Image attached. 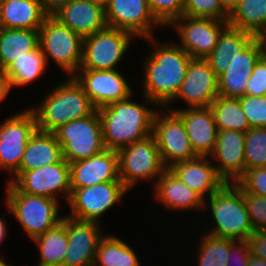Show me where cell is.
<instances>
[{
	"label": "cell",
	"instance_id": "7402d4cb",
	"mask_svg": "<svg viewBox=\"0 0 266 266\" xmlns=\"http://www.w3.org/2000/svg\"><path fill=\"white\" fill-rule=\"evenodd\" d=\"M168 109L175 111L185 124L188 138L198 156H210L217 140V127L210 107Z\"/></svg>",
	"mask_w": 266,
	"mask_h": 266
},
{
	"label": "cell",
	"instance_id": "484cf974",
	"mask_svg": "<svg viewBox=\"0 0 266 266\" xmlns=\"http://www.w3.org/2000/svg\"><path fill=\"white\" fill-rule=\"evenodd\" d=\"M154 184L157 201L163 203L162 205L169 208L168 210L204 209V199L182 182L169 168L157 178Z\"/></svg>",
	"mask_w": 266,
	"mask_h": 266
},
{
	"label": "cell",
	"instance_id": "83f0119b",
	"mask_svg": "<svg viewBox=\"0 0 266 266\" xmlns=\"http://www.w3.org/2000/svg\"><path fill=\"white\" fill-rule=\"evenodd\" d=\"M256 36L228 26L220 35L212 53L205 58L211 69L219 77L228 68L230 57L239 54Z\"/></svg>",
	"mask_w": 266,
	"mask_h": 266
},
{
	"label": "cell",
	"instance_id": "d6986e66",
	"mask_svg": "<svg viewBox=\"0 0 266 266\" xmlns=\"http://www.w3.org/2000/svg\"><path fill=\"white\" fill-rule=\"evenodd\" d=\"M68 250L61 266H93L102 236L99 222L66 216Z\"/></svg>",
	"mask_w": 266,
	"mask_h": 266
},
{
	"label": "cell",
	"instance_id": "5bb4252c",
	"mask_svg": "<svg viewBox=\"0 0 266 266\" xmlns=\"http://www.w3.org/2000/svg\"><path fill=\"white\" fill-rule=\"evenodd\" d=\"M80 71L75 73L73 77L83 87L96 109L131 98V87L116 69H80Z\"/></svg>",
	"mask_w": 266,
	"mask_h": 266
},
{
	"label": "cell",
	"instance_id": "5b68a950",
	"mask_svg": "<svg viewBox=\"0 0 266 266\" xmlns=\"http://www.w3.org/2000/svg\"><path fill=\"white\" fill-rule=\"evenodd\" d=\"M7 209L15 216L30 239L49 231L59 222L60 203L44 196L30 195L7 183Z\"/></svg>",
	"mask_w": 266,
	"mask_h": 266
},
{
	"label": "cell",
	"instance_id": "f907efd6",
	"mask_svg": "<svg viewBox=\"0 0 266 266\" xmlns=\"http://www.w3.org/2000/svg\"><path fill=\"white\" fill-rule=\"evenodd\" d=\"M94 4L102 7L104 10L108 7L110 0H91Z\"/></svg>",
	"mask_w": 266,
	"mask_h": 266
},
{
	"label": "cell",
	"instance_id": "7bdbcfd3",
	"mask_svg": "<svg viewBox=\"0 0 266 266\" xmlns=\"http://www.w3.org/2000/svg\"><path fill=\"white\" fill-rule=\"evenodd\" d=\"M250 254L251 250L249 242L247 240L246 241L230 240V252L226 266H233V265L248 266V259L250 257Z\"/></svg>",
	"mask_w": 266,
	"mask_h": 266
},
{
	"label": "cell",
	"instance_id": "1f68e13d",
	"mask_svg": "<svg viewBox=\"0 0 266 266\" xmlns=\"http://www.w3.org/2000/svg\"><path fill=\"white\" fill-rule=\"evenodd\" d=\"M47 66L46 57L38 45L34 50L16 59L6 70L10 88L26 86L39 78Z\"/></svg>",
	"mask_w": 266,
	"mask_h": 266
},
{
	"label": "cell",
	"instance_id": "e0dca14e",
	"mask_svg": "<svg viewBox=\"0 0 266 266\" xmlns=\"http://www.w3.org/2000/svg\"><path fill=\"white\" fill-rule=\"evenodd\" d=\"M266 53V42L256 37L239 54L231 56L227 70L218 77L219 96L240 98L246 95V86L253 68Z\"/></svg>",
	"mask_w": 266,
	"mask_h": 266
},
{
	"label": "cell",
	"instance_id": "6da1fadb",
	"mask_svg": "<svg viewBox=\"0 0 266 266\" xmlns=\"http://www.w3.org/2000/svg\"><path fill=\"white\" fill-rule=\"evenodd\" d=\"M157 44L159 47H153L143 64V95L146 102L169 107L180 90L192 57L175 43Z\"/></svg>",
	"mask_w": 266,
	"mask_h": 266
},
{
	"label": "cell",
	"instance_id": "d4e9b609",
	"mask_svg": "<svg viewBox=\"0 0 266 266\" xmlns=\"http://www.w3.org/2000/svg\"><path fill=\"white\" fill-rule=\"evenodd\" d=\"M57 162H66L63 158L62 147L56 136L51 132L36 130L28 141L15 177L7 183H12L21 173L31 171Z\"/></svg>",
	"mask_w": 266,
	"mask_h": 266
},
{
	"label": "cell",
	"instance_id": "7a4b0ae2",
	"mask_svg": "<svg viewBox=\"0 0 266 266\" xmlns=\"http://www.w3.org/2000/svg\"><path fill=\"white\" fill-rule=\"evenodd\" d=\"M127 100L98 109L106 149L118 151L153 134L155 109Z\"/></svg>",
	"mask_w": 266,
	"mask_h": 266
},
{
	"label": "cell",
	"instance_id": "f546056e",
	"mask_svg": "<svg viewBox=\"0 0 266 266\" xmlns=\"http://www.w3.org/2000/svg\"><path fill=\"white\" fill-rule=\"evenodd\" d=\"M32 240L40 250L38 266H61L68 250L66 216L52 229Z\"/></svg>",
	"mask_w": 266,
	"mask_h": 266
},
{
	"label": "cell",
	"instance_id": "b9f144b4",
	"mask_svg": "<svg viewBox=\"0 0 266 266\" xmlns=\"http://www.w3.org/2000/svg\"><path fill=\"white\" fill-rule=\"evenodd\" d=\"M246 95H266V53L258 60L246 86Z\"/></svg>",
	"mask_w": 266,
	"mask_h": 266
},
{
	"label": "cell",
	"instance_id": "f35d334b",
	"mask_svg": "<svg viewBox=\"0 0 266 266\" xmlns=\"http://www.w3.org/2000/svg\"><path fill=\"white\" fill-rule=\"evenodd\" d=\"M239 101L251 128L266 127V95H245Z\"/></svg>",
	"mask_w": 266,
	"mask_h": 266
},
{
	"label": "cell",
	"instance_id": "7c38bea8",
	"mask_svg": "<svg viewBox=\"0 0 266 266\" xmlns=\"http://www.w3.org/2000/svg\"><path fill=\"white\" fill-rule=\"evenodd\" d=\"M0 124V168L14 174L20 166L28 141L37 130L34 113L29 108L13 114Z\"/></svg>",
	"mask_w": 266,
	"mask_h": 266
},
{
	"label": "cell",
	"instance_id": "816d5d0a",
	"mask_svg": "<svg viewBox=\"0 0 266 266\" xmlns=\"http://www.w3.org/2000/svg\"><path fill=\"white\" fill-rule=\"evenodd\" d=\"M0 266H12L11 264H7L6 262H4V260L1 259L0 257Z\"/></svg>",
	"mask_w": 266,
	"mask_h": 266
},
{
	"label": "cell",
	"instance_id": "ac0fdd59",
	"mask_svg": "<svg viewBox=\"0 0 266 266\" xmlns=\"http://www.w3.org/2000/svg\"><path fill=\"white\" fill-rule=\"evenodd\" d=\"M219 96L218 76L206 59L192 58L175 99L184 100L190 108L210 107Z\"/></svg>",
	"mask_w": 266,
	"mask_h": 266
},
{
	"label": "cell",
	"instance_id": "ab89813d",
	"mask_svg": "<svg viewBox=\"0 0 266 266\" xmlns=\"http://www.w3.org/2000/svg\"><path fill=\"white\" fill-rule=\"evenodd\" d=\"M234 184L243 192V199L254 230L266 231V197L248 193L236 182Z\"/></svg>",
	"mask_w": 266,
	"mask_h": 266
},
{
	"label": "cell",
	"instance_id": "c3c4849f",
	"mask_svg": "<svg viewBox=\"0 0 266 266\" xmlns=\"http://www.w3.org/2000/svg\"><path fill=\"white\" fill-rule=\"evenodd\" d=\"M248 266H266V260L261 257L250 254Z\"/></svg>",
	"mask_w": 266,
	"mask_h": 266
},
{
	"label": "cell",
	"instance_id": "44dd1931",
	"mask_svg": "<svg viewBox=\"0 0 266 266\" xmlns=\"http://www.w3.org/2000/svg\"><path fill=\"white\" fill-rule=\"evenodd\" d=\"M245 133L235 130L218 131L216 145L210 154L218 161V175L226 183H235L246 171Z\"/></svg>",
	"mask_w": 266,
	"mask_h": 266
},
{
	"label": "cell",
	"instance_id": "9a60e30c",
	"mask_svg": "<svg viewBox=\"0 0 266 266\" xmlns=\"http://www.w3.org/2000/svg\"><path fill=\"white\" fill-rule=\"evenodd\" d=\"M12 184L23 193L55 200H58V192H62L68 202L71 194L69 163L57 162L31 171H25Z\"/></svg>",
	"mask_w": 266,
	"mask_h": 266
},
{
	"label": "cell",
	"instance_id": "9c48e42d",
	"mask_svg": "<svg viewBox=\"0 0 266 266\" xmlns=\"http://www.w3.org/2000/svg\"><path fill=\"white\" fill-rule=\"evenodd\" d=\"M133 37L130 32L108 26L84 37L83 57L79 69L115 70Z\"/></svg>",
	"mask_w": 266,
	"mask_h": 266
},
{
	"label": "cell",
	"instance_id": "52a82bcc",
	"mask_svg": "<svg viewBox=\"0 0 266 266\" xmlns=\"http://www.w3.org/2000/svg\"><path fill=\"white\" fill-rule=\"evenodd\" d=\"M53 133L68 163L87 159L106 149L98 109L87 117L60 126Z\"/></svg>",
	"mask_w": 266,
	"mask_h": 266
},
{
	"label": "cell",
	"instance_id": "2e32d148",
	"mask_svg": "<svg viewBox=\"0 0 266 266\" xmlns=\"http://www.w3.org/2000/svg\"><path fill=\"white\" fill-rule=\"evenodd\" d=\"M105 19L108 27L130 32L145 40H153L152 26L160 25L147 0H110L105 9Z\"/></svg>",
	"mask_w": 266,
	"mask_h": 266
},
{
	"label": "cell",
	"instance_id": "3957f363",
	"mask_svg": "<svg viewBox=\"0 0 266 266\" xmlns=\"http://www.w3.org/2000/svg\"><path fill=\"white\" fill-rule=\"evenodd\" d=\"M55 87L45 96L38 109L30 108L38 130L53 133L60 126L87 117L96 110L73 76Z\"/></svg>",
	"mask_w": 266,
	"mask_h": 266
},
{
	"label": "cell",
	"instance_id": "7dc6e473",
	"mask_svg": "<svg viewBox=\"0 0 266 266\" xmlns=\"http://www.w3.org/2000/svg\"><path fill=\"white\" fill-rule=\"evenodd\" d=\"M242 0H219L222 8L230 14Z\"/></svg>",
	"mask_w": 266,
	"mask_h": 266
},
{
	"label": "cell",
	"instance_id": "277c9868",
	"mask_svg": "<svg viewBox=\"0 0 266 266\" xmlns=\"http://www.w3.org/2000/svg\"><path fill=\"white\" fill-rule=\"evenodd\" d=\"M209 200V204H206ZM204 200V209H211L215 226L208 234L234 241H246L255 231L246 205L243 192L234 183H225L216 193Z\"/></svg>",
	"mask_w": 266,
	"mask_h": 266
},
{
	"label": "cell",
	"instance_id": "f6af8a7d",
	"mask_svg": "<svg viewBox=\"0 0 266 266\" xmlns=\"http://www.w3.org/2000/svg\"><path fill=\"white\" fill-rule=\"evenodd\" d=\"M71 0H40L42 9L47 16H53Z\"/></svg>",
	"mask_w": 266,
	"mask_h": 266
},
{
	"label": "cell",
	"instance_id": "4fadbf2b",
	"mask_svg": "<svg viewBox=\"0 0 266 266\" xmlns=\"http://www.w3.org/2000/svg\"><path fill=\"white\" fill-rule=\"evenodd\" d=\"M176 27L180 44L192 58H207L215 49L221 33L229 26L228 20L194 18L182 15L170 26Z\"/></svg>",
	"mask_w": 266,
	"mask_h": 266
},
{
	"label": "cell",
	"instance_id": "ba28073f",
	"mask_svg": "<svg viewBox=\"0 0 266 266\" xmlns=\"http://www.w3.org/2000/svg\"><path fill=\"white\" fill-rule=\"evenodd\" d=\"M117 153L119 178L128 190L142 179L159 177L167 169L153 135L123 147Z\"/></svg>",
	"mask_w": 266,
	"mask_h": 266
},
{
	"label": "cell",
	"instance_id": "bcb514c9",
	"mask_svg": "<svg viewBox=\"0 0 266 266\" xmlns=\"http://www.w3.org/2000/svg\"><path fill=\"white\" fill-rule=\"evenodd\" d=\"M10 83L5 71L0 70V102L10 93Z\"/></svg>",
	"mask_w": 266,
	"mask_h": 266
},
{
	"label": "cell",
	"instance_id": "d6a6232c",
	"mask_svg": "<svg viewBox=\"0 0 266 266\" xmlns=\"http://www.w3.org/2000/svg\"><path fill=\"white\" fill-rule=\"evenodd\" d=\"M210 108L218 131L235 130L246 133L251 128L239 98L218 96Z\"/></svg>",
	"mask_w": 266,
	"mask_h": 266
},
{
	"label": "cell",
	"instance_id": "8992f818",
	"mask_svg": "<svg viewBox=\"0 0 266 266\" xmlns=\"http://www.w3.org/2000/svg\"><path fill=\"white\" fill-rule=\"evenodd\" d=\"M83 39L53 16H47L39 29V46L47 63L49 57L52 58L69 76H73L81 67Z\"/></svg>",
	"mask_w": 266,
	"mask_h": 266
},
{
	"label": "cell",
	"instance_id": "8fae6325",
	"mask_svg": "<svg viewBox=\"0 0 266 266\" xmlns=\"http://www.w3.org/2000/svg\"><path fill=\"white\" fill-rule=\"evenodd\" d=\"M128 189L122 182H103L92 186L71 189L68 199L69 217L98 222L102 214L113 207Z\"/></svg>",
	"mask_w": 266,
	"mask_h": 266
},
{
	"label": "cell",
	"instance_id": "ffe728a7",
	"mask_svg": "<svg viewBox=\"0 0 266 266\" xmlns=\"http://www.w3.org/2000/svg\"><path fill=\"white\" fill-rule=\"evenodd\" d=\"M71 189L103 182H122L119 178L118 153L105 149L84 160L69 163Z\"/></svg>",
	"mask_w": 266,
	"mask_h": 266
},
{
	"label": "cell",
	"instance_id": "74e56055",
	"mask_svg": "<svg viewBox=\"0 0 266 266\" xmlns=\"http://www.w3.org/2000/svg\"><path fill=\"white\" fill-rule=\"evenodd\" d=\"M149 9L160 26H168L183 15L184 0H147Z\"/></svg>",
	"mask_w": 266,
	"mask_h": 266
},
{
	"label": "cell",
	"instance_id": "60d3db41",
	"mask_svg": "<svg viewBox=\"0 0 266 266\" xmlns=\"http://www.w3.org/2000/svg\"><path fill=\"white\" fill-rule=\"evenodd\" d=\"M236 183L248 193L266 197V167L247 169Z\"/></svg>",
	"mask_w": 266,
	"mask_h": 266
},
{
	"label": "cell",
	"instance_id": "cb8c5ba5",
	"mask_svg": "<svg viewBox=\"0 0 266 266\" xmlns=\"http://www.w3.org/2000/svg\"><path fill=\"white\" fill-rule=\"evenodd\" d=\"M169 169L204 200L216 193L226 182L218 175L207 156L174 163ZM206 194L207 197H206Z\"/></svg>",
	"mask_w": 266,
	"mask_h": 266
},
{
	"label": "cell",
	"instance_id": "30bf717a",
	"mask_svg": "<svg viewBox=\"0 0 266 266\" xmlns=\"http://www.w3.org/2000/svg\"><path fill=\"white\" fill-rule=\"evenodd\" d=\"M169 111L171 113L162 115L158 111L155 113L152 134L166 168L174 163L198 157L191 146L184 122L175 111Z\"/></svg>",
	"mask_w": 266,
	"mask_h": 266
},
{
	"label": "cell",
	"instance_id": "681fc988",
	"mask_svg": "<svg viewBox=\"0 0 266 266\" xmlns=\"http://www.w3.org/2000/svg\"><path fill=\"white\" fill-rule=\"evenodd\" d=\"M6 224L5 222L0 218V244L2 243V240L4 241L5 237H6Z\"/></svg>",
	"mask_w": 266,
	"mask_h": 266
},
{
	"label": "cell",
	"instance_id": "8d00e7d4",
	"mask_svg": "<svg viewBox=\"0 0 266 266\" xmlns=\"http://www.w3.org/2000/svg\"><path fill=\"white\" fill-rule=\"evenodd\" d=\"M183 15L216 20H228L229 17L219 0H184Z\"/></svg>",
	"mask_w": 266,
	"mask_h": 266
},
{
	"label": "cell",
	"instance_id": "d590c367",
	"mask_svg": "<svg viewBox=\"0 0 266 266\" xmlns=\"http://www.w3.org/2000/svg\"><path fill=\"white\" fill-rule=\"evenodd\" d=\"M244 146L246 170L266 167V127L250 128Z\"/></svg>",
	"mask_w": 266,
	"mask_h": 266
},
{
	"label": "cell",
	"instance_id": "f5cc1de1",
	"mask_svg": "<svg viewBox=\"0 0 266 266\" xmlns=\"http://www.w3.org/2000/svg\"><path fill=\"white\" fill-rule=\"evenodd\" d=\"M261 38L266 42V32L261 36Z\"/></svg>",
	"mask_w": 266,
	"mask_h": 266
},
{
	"label": "cell",
	"instance_id": "e575fe53",
	"mask_svg": "<svg viewBox=\"0 0 266 266\" xmlns=\"http://www.w3.org/2000/svg\"><path fill=\"white\" fill-rule=\"evenodd\" d=\"M198 254L199 266H226L230 252V239L207 235L201 236Z\"/></svg>",
	"mask_w": 266,
	"mask_h": 266
},
{
	"label": "cell",
	"instance_id": "4316f807",
	"mask_svg": "<svg viewBox=\"0 0 266 266\" xmlns=\"http://www.w3.org/2000/svg\"><path fill=\"white\" fill-rule=\"evenodd\" d=\"M46 17L40 0H0V28L39 30Z\"/></svg>",
	"mask_w": 266,
	"mask_h": 266
},
{
	"label": "cell",
	"instance_id": "f1b7e54d",
	"mask_svg": "<svg viewBox=\"0 0 266 266\" xmlns=\"http://www.w3.org/2000/svg\"><path fill=\"white\" fill-rule=\"evenodd\" d=\"M39 45V30L0 28V70Z\"/></svg>",
	"mask_w": 266,
	"mask_h": 266
},
{
	"label": "cell",
	"instance_id": "4dcf8cb0",
	"mask_svg": "<svg viewBox=\"0 0 266 266\" xmlns=\"http://www.w3.org/2000/svg\"><path fill=\"white\" fill-rule=\"evenodd\" d=\"M228 24L261 37L266 32V0H242L229 14Z\"/></svg>",
	"mask_w": 266,
	"mask_h": 266
},
{
	"label": "cell",
	"instance_id": "836d02e7",
	"mask_svg": "<svg viewBox=\"0 0 266 266\" xmlns=\"http://www.w3.org/2000/svg\"><path fill=\"white\" fill-rule=\"evenodd\" d=\"M135 251L114 235L104 236L96 252L93 266H140Z\"/></svg>",
	"mask_w": 266,
	"mask_h": 266
},
{
	"label": "cell",
	"instance_id": "603a6c76",
	"mask_svg": "<svg viewBox=\"0 0 266 266\" xmlns=\"http://www.w3.org/2000/svg\"><path fill=\"white\" fill-rule=\"evenodd\" d=\"M53 17L83 38L107 27L105 10L91 0H71Z\"/></svg>",
	"mask_w": 266,
	"mask_h": 266
},
{
	"label": "cell",
	"instance_id": "ee69618b",
	"mask_svg": "<svg viewBox=\"0 0 266 266\" xmlns=\"http://www.w3.org/2000/svg\"><path fill=\"white\" fill-rule=\"evenodd\" d=\"M247 241L251 254L266 260V231H254Z\"/></svg>",
	"mask_w": 266,
	"mask_h": 266
}]
</instances>
